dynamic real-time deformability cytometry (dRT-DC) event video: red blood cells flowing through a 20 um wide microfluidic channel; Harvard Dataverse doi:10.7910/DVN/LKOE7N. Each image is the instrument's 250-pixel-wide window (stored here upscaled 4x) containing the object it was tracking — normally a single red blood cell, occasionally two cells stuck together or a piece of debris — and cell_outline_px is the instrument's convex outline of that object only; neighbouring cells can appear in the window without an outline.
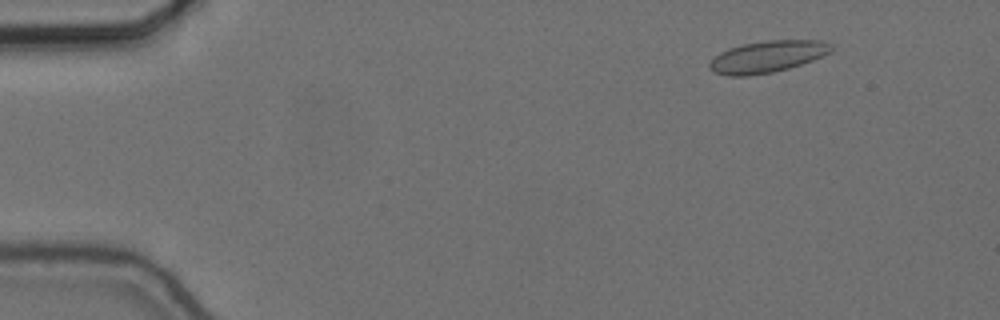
{"species": "common noctule bat (a hibernating species)", "species_latin": "Nyctalus noctula", "temperature_condition": "cold", "stored_images_in_passage": 57, "camera_frame_rate_fps": 3000, "um_per_image_px": 0.085, "animal": {"sex": "female", "body_mass_g": 24.6, "forearm_length_mm": 56.2}, "frame": {"image": 1, "passage_image": 7, "time_ms": 2.0, "image_size_px": [1000, 320], "cell_outline_px": [[832, 52], [812, 60], [788, 68], [772, 72], [748, 76], [728, 76], [716, 72], [708, 68], [708, 64], [720, 52], [728, 48], [744, 44], [768, 40], [816, 40], [832, 44]], "centroid_in_image_um": [65.22, 4.81], "position_along_channel_um": 19.8, "area_um2": 22.31}}
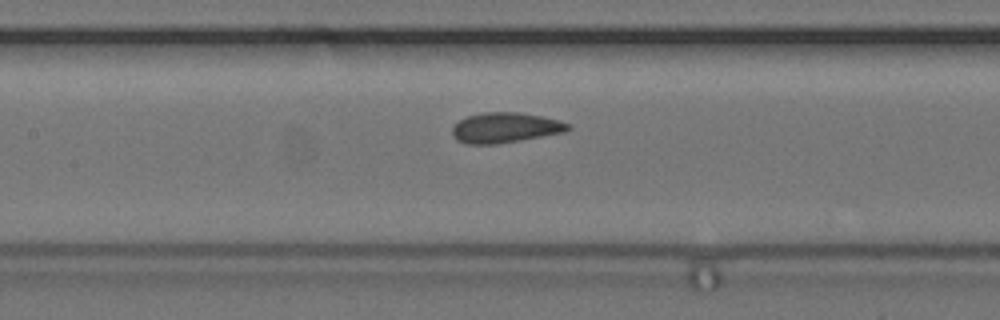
{"frame": {"image": 2, "passage_image": 27, "time_ms": 8.667, "image_size_px": [1000, 320], "cell_outline_px": [[572, 128], [564, 132], [520, 140], [496, 144], [464, 144], [456, 140], [452, 136], [452, 128], [460, 120], [468, 116], [484, 112], [520, 112], [540, 116], [572, 124]], "centroid_in_image_um": [42.92, 10.86], "position_along_channel_um": 164.5, "area_um2": 20.35}}
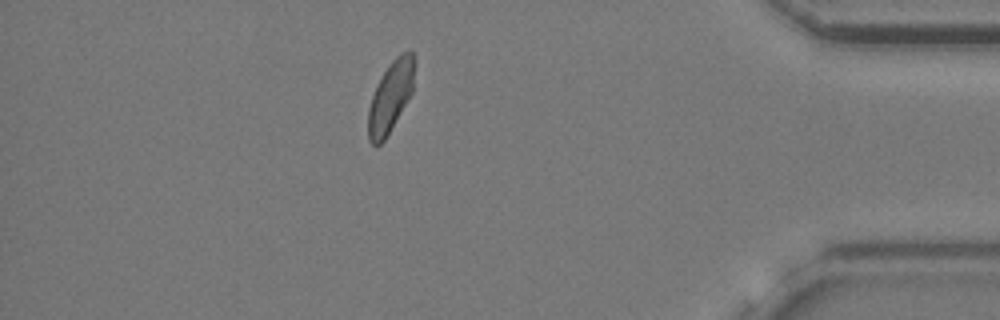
{"frame": {"image": 3, "passage_image": 50, "time_ms": 16.333, "image_size_px": [1000, 320], "cell_outline_px": [[412, 92], [384, 140], [376, 148], [368, 140], [368, 108], [376, 84], [388, 64], [400, 52], [412, 52]], "centroid_in_image_um": [33.13, 8.26], "position_along_channel_um": 402.1, "area_um2": 18.61}, "authors_computed_cell_mechanics": {"area_um2": 20.3456, "velocity_mm_per_s": 3.6376, "shape_relaxation_time_tau1_ms": 8.1305, "shape_relaxation_time_tau2_ms": 0.9868, "deformation_change_tau1": 0.0646, "deformation_change_tau2": 0.0536}}